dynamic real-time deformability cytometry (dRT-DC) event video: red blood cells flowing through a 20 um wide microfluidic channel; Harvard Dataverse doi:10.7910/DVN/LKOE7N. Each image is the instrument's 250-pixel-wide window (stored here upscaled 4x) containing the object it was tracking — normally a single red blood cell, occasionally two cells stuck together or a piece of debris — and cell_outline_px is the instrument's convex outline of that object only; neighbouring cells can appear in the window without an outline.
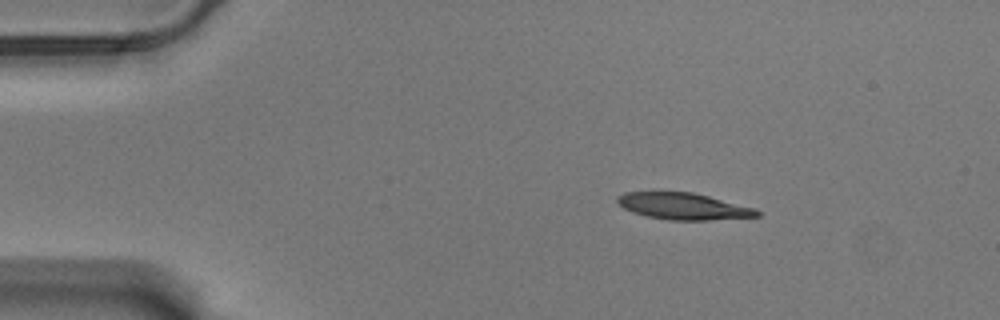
{"species": "Egyptian fruit bat (a non-hibernating species)", "species_latin": "Rousettus aegyptiacus", "temperature_condition": "warm", "stored_images_in_passage": 49, "camera_frame_rate_fps": 3000, "um_per_image_px": 0.085, "animal": {"sex": "male"}, "frame": {"image": 1, "passage_image": 1, "time_ms": 0.0, "image_size_px": [1000, 320], "cell_outline_px": [[760, 216], [708, 220], [668, 220], [648, 216], [632, 212], [624, 208], [616, 200], [616, 196], [624, 192], [692, 192], [756, 208], [760, 212]], "centroid_in_image_um": [58.08, 17.53], "position_along_channel_um": 26.9, "area_um2": 21.56}}
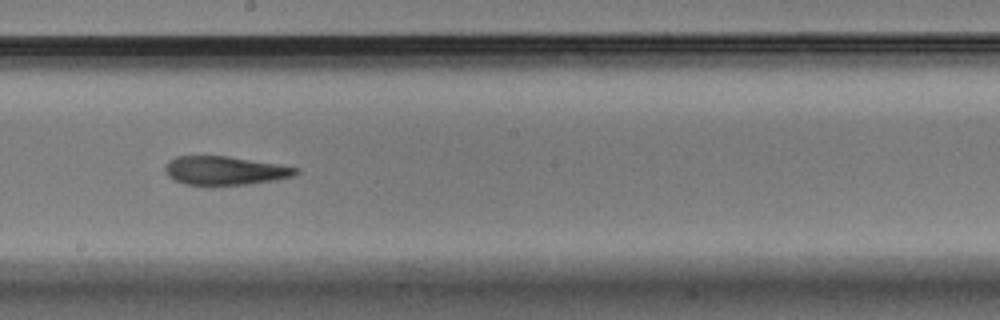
{"frame": {"image": 2, "passage_image": 24, "time_ms": 7.667, "image_size_px": [1000, 320], "cell_outline_px": [[300, 172], [292, 176], [276, 180], [248, 184], [208, 188], [184, 184], [168, 176], [164, 168], [164, 164], [168, 160], [176, 156], [228, 156], [300, 168]], "centroid_in_image_um": [19.06, 14.54], "position_along_channel_um": 229.1, "area_um2": 22.54}}
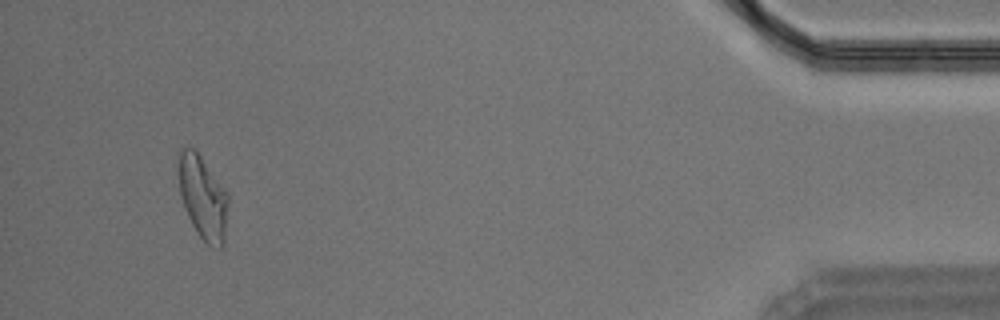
{"frame": {"image": 3, "passage_image": 46, "time_ms": 15.0, "image_size_px": [1000, 320], "cell_outline_px": [[228, 204], [224, 244], [220, 248], [208, 244], [200, 236], [192, 224], [188, 216], [180, 196], [176, 156], [180, 148], [196, 148], [228, 192]], "centroid_in_image_um": [17.22, 16.69], "position_along_channel_um": 418.0, "area_um2": 24.62}, "authors_computed_cell_mechanics": {"area_um2": 22.831, "velocity_mm_per_s": 3.5108, "shape_relaxation_time_tau1_ms": null, "shape_relaxation_time_tau2_ms": 5.5411, "deformation_change_tau1": null, "deformation_change_tau2": 0.1377}}